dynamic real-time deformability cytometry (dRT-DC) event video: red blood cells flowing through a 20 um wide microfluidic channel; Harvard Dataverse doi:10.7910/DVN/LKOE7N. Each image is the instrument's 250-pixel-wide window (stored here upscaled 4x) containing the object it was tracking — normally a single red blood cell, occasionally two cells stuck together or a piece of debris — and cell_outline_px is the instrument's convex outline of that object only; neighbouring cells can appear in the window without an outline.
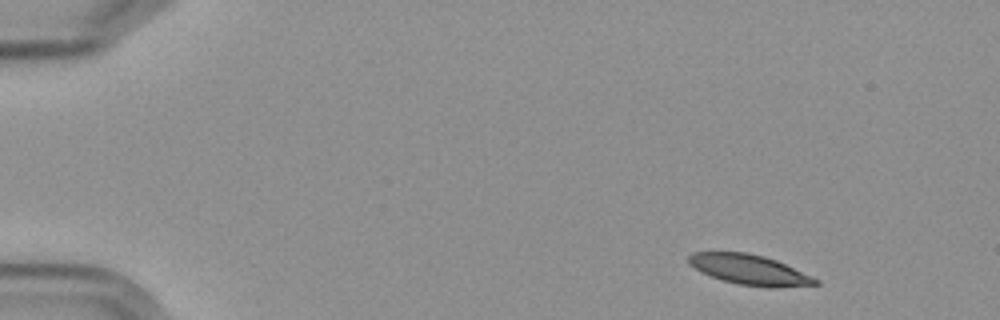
{"species": "Egyptian fruit bat (a non-hibernating species)", "species_latin": "Rousettus aegyptiacus", "temperature_condition": "cold", "stored_images_in_passage": 4, "camera_frame_rate_fps": 3000, "um_per_image_px": 0.085, "frame": {"image": 1, "passage_image": 1, "time_ms": 0.0, "image_size_px": [1000, 320], "cell_outline_px": [[820, 284], [772, 288], [740, 284], [724, 280], [700, 272], [688, 264], [688, 256], [692, 252], [744, 252], [764, 256], [776, 260], [812, 276], [820, 280]], "centroid_in_image_um": [63.7, 22.92], "position_along_channel_um": 21.3, "area_um2": 22.14}}
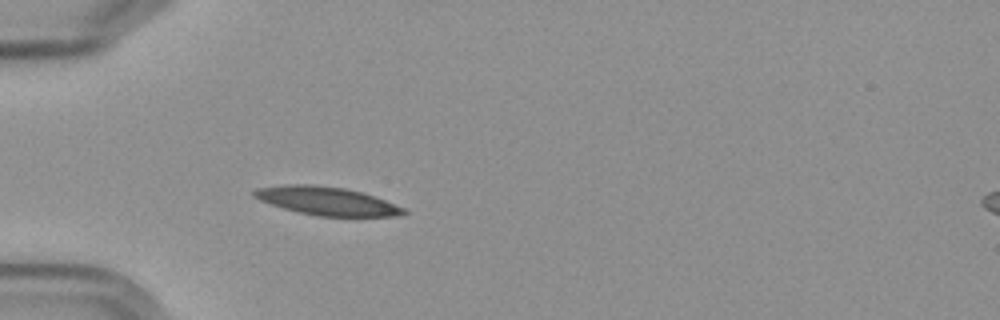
{"frame": {"image": 2, "passage_image": 4, "time_ms": 3.667, "image_size_px": [1000, 320], "cell_outline_px": [[408, 212], [396, 216], [316, 216], [284, 208], [260, 200], [252, 196], [252, 192], [256, 188], [288, 184], [312, 184], [344, 188], [360, 192], [384, 200], [404, 208]], "centroid_in_image_um": [27.74, 17.08], "position_along_channel_um": 57.3, "area_um2": 24.33}}